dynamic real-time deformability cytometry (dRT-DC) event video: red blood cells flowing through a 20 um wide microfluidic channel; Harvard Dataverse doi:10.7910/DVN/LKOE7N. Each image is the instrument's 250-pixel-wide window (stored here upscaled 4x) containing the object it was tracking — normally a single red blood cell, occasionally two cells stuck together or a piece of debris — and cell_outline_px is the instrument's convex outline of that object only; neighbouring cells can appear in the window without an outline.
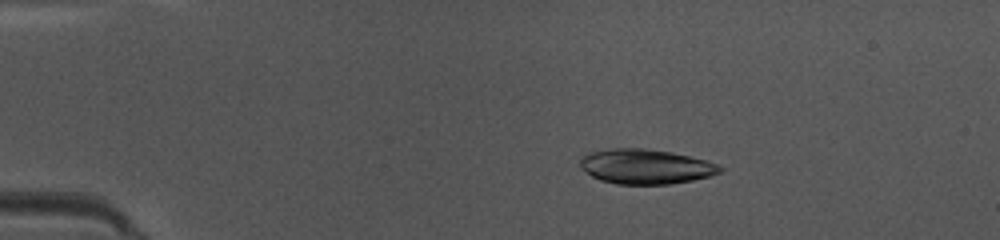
{"species": "common noctule bat (a hibernating species)", "species_latin": "Nyctalus noctula", "temperature_condition": "warm", "stored_images_in_passage": 49, "camera_frame_rate_fps": 3000, "um_per_image_px": 0.085, "animal": {"sex": "female", "body_mass_g": 10.0, "forearm_length_mm": 53.1}, "frame": {"image": 1, "passage_image": 9, "time_ms": 2.667, "image_size_px": [1000, 240], "cell_outline_px": [[724, 168], [720, 172], [712, 176], [672, 184], [616, 184], [600, 180], [592, 176], [580, 168], [580, 160], [588, 152], [612, 148], [644, 148], [672, 152], [704, 160], [716, 164]], "centroid_in_image_um": [54.86, 14.16], "position_along_channel_um": 30.1, "area_um2": 28.38}}
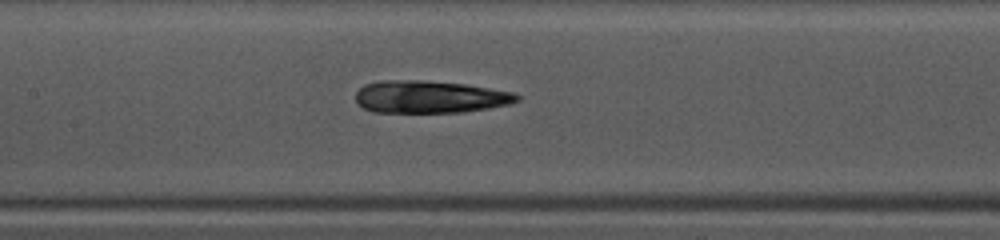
{"frame": {"image": 2, "passage_image": 23, "time_ms": 7.333, "image_size_px": [1000, 240], "cell_outline_px": [[520, 100], [508, 104], [488, 108], [464, 112], [372, 112], [356, 104], [356, 92], [364, 84], [384, 80], [420, 80], [468, 84], [512, 92], [520, 96]], "centroid_in_image_um": [36.52, 8.23], "position_along_channel_um": 170.9, "area_um2": 30.58}}
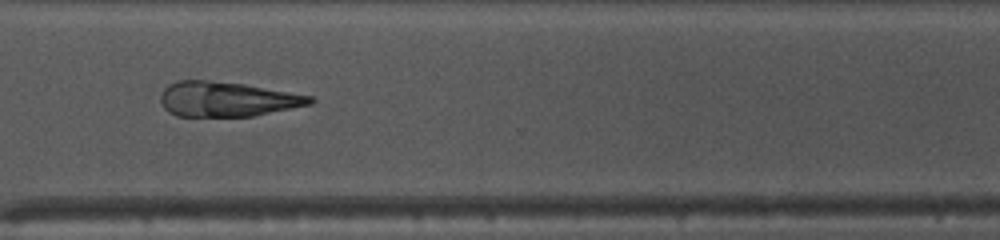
{"frame": {"image": 3, "passage_image": 36, "time_ms": 11.667, "image_size_px": [1000, 240], "cell_outline_px": [[316, 100], [312, 104], [252, 116], [176, 116], [168, 112], [164, 108], [160, 100], [160, 96], [164, 88], [168, 84], [176, 80], [204, 80], [244, 84], [312, 96]], "centroid_in_image_um": [19.27, 8.43], "position_along_channel_um": 351.3, "area_um2": 30.29}}